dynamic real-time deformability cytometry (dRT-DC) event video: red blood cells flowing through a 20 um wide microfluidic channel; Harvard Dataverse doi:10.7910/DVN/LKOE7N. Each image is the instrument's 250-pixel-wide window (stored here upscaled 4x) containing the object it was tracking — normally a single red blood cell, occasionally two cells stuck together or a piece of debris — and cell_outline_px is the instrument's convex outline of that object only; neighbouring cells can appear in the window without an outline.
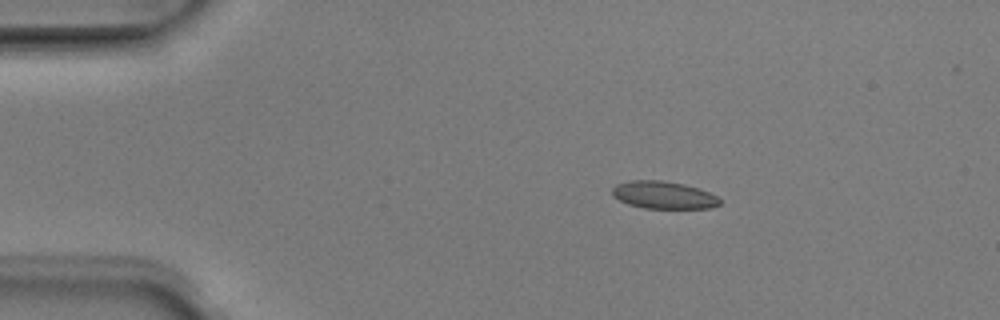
{"species": "Egyptian fruit bat (a non-hibernating species)", "species_latin": "Rousettus aegyptiacus", "temperature_condition": "room temperature", "stored_images_in_passage": 7, "camera_frame_rate_fps": 3000, "um_per_image_px": 0.085, "animal": {"sex": "male"}, "frame": {"image": 1, "passage_image": 3, "time_ms": 0.667, "image_size_px": [1000, 320], "cell_outline_px": [[720, 204], [712, 208], [644, 208], [628, 204], [612, 196], [612, 188], [616, 184], [628, 180], [664, 180], [684, 184], [700, 188], [716, 196], [720, 200]], "centroid_in_image_um": [56.38, 16.57], "position_along_channel_um": 28.6, "area_um2": 17.34}}
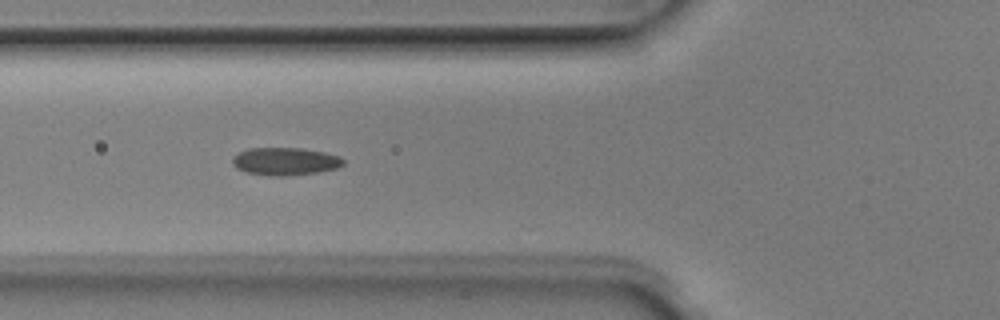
{"frame": {"image": 2, "passage_image": 6, "time_ms": 1.667, "image_size_px": [1000, 320], "cell_outline_px": [[344, 164], [336, 168], [320, 172], [288, 176], [272, 176], [248, 172], [236, 168], [232, 164], [232, 156], [248, 148], [300, 148], [324, 152], [340, 156], [344, 160]], "centroid_in_image_um": [24.24, 13.72], "position_along_channel_um": 101.6, "area_um2": 17.98}}
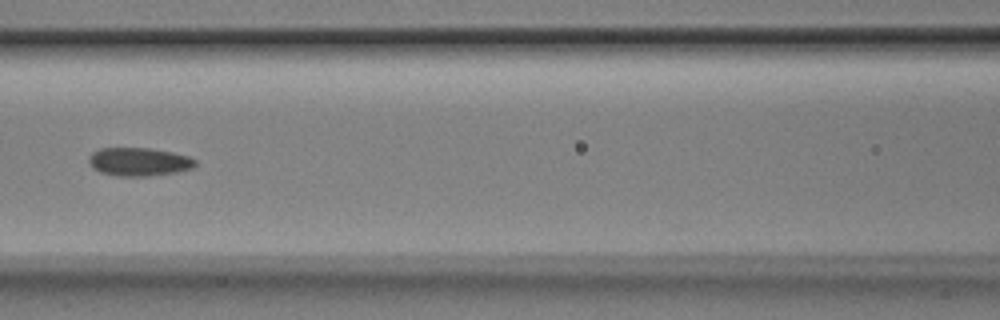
{"frame": {"image": 3, "passage_image": 7, "time_ms": 2.0, "image_size_px": [1000, 320], "cell_outline_px": [[196, 164], [192, 168], [176, 172], [148, 176], [116, 176], [100, 172], [92, 168], [88, 160], [88, 156], [92, 152], [100, 148], [148, 148], [172, 152], [188, 156], [196, 160]], "centroid_in_image_um": [11.77, 13.75], "position_along_channel_um": 154.8, "area_um2": 17.63}}